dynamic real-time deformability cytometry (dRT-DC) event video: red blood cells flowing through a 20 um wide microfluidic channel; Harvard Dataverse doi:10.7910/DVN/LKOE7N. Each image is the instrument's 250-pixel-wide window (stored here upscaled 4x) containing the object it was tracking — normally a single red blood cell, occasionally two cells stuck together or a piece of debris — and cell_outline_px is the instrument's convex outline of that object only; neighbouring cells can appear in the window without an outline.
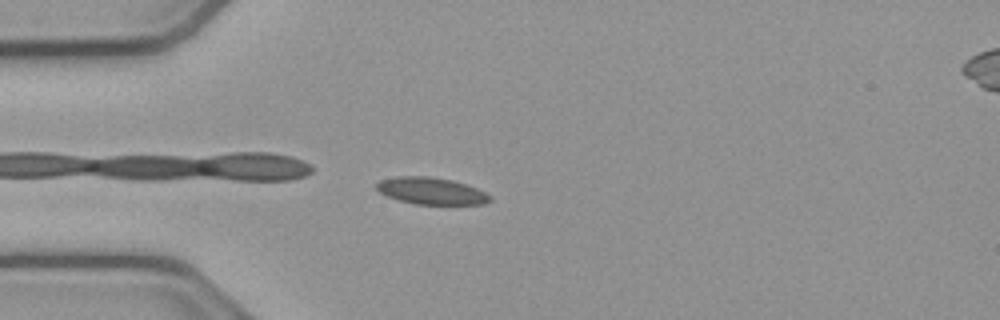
{"species": "common noctule bat (a hibernating species)", "species_latin": "Nyctalus noctula", "temperature_condition": "cold", "stored_images_in_passage": 31, "camera_frame_rate_fps": 3000, "um_per_image_px": 0.085, "animal": {"sex": "male", "body_mass_g": 23.1, "forearm_length_mm": 52.7}, "frame": {"image": 1, "passage_image": 1, "time_ms": 0.0, "image_size_px": [1000, 320], "cell_outline_px": [[492, 200], [484, 204], [416, 204], [400, 200], [388, 196], [380, 192], [376, 188], [376, 184], [380, 180], [396, 176], [428, 176], [452, 180], [476, 188], [492, 196]], "centroid_in_image_um": [36.66, 16.22], "position_along_channel_um": 48.3, "area_um2": 17.63}}
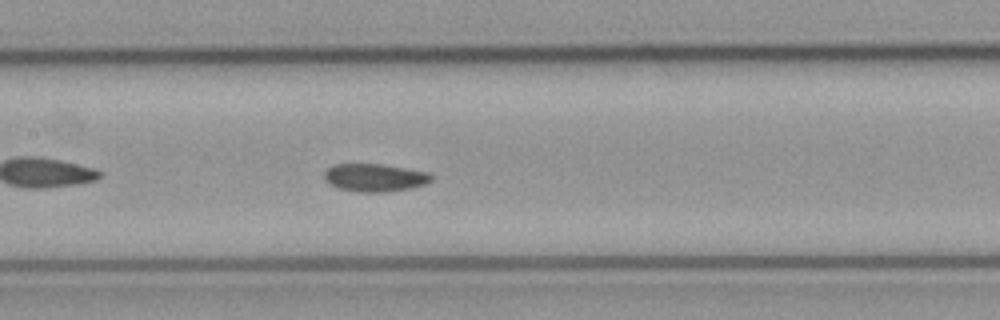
{"frame": {"image": 2, "passage_image": 12, "time_ms": 3.667, "image_size_px": [1000, 320], "cell_outline_px": [[432, 180], [424, 184], [412, 188], [384, 192], [360, 192], [340, 188], [324, 180], [324, 172], [332, 164], [384, 164], [428, 172], [432, 176]], "centroid_in_image_um": [31.86, 15.09], "position_along_channel_um": 175.5, "area_um2": 17.34}}
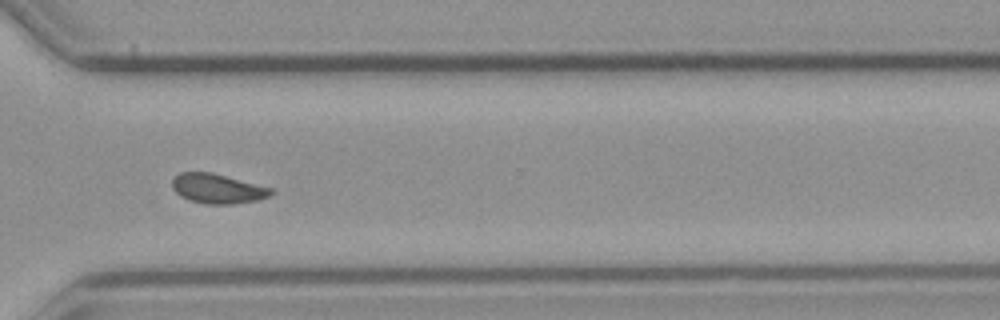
{"frame": {"image": 3, "passage_image": 26, "time_ms": 8.333, "image_size_px": [1000, 320], "cell_outline_px": [[272, 196], [256, 200], [232, 204], [204, 204], [188, 200], [180, 196], [172, 188], [172, 180], [180, 172], [212, 172], [272, 188]], "centroid_in_image_um": [18.47, 16.04], "position_along_channel_um": 352.1, "area_um2": 17.11}, "authors_computed_cell_mechanics": {"area_um2": 17.34, "velocity_mm_per_s": 3.7928, "shape_relaxation_time_tau1_ms": 8.6984, "shape_relaxation_time_tau2_ms": 2.9526, "deformation_change_tau1": 0.141, "deformation_change_tau2": 0.0777}}